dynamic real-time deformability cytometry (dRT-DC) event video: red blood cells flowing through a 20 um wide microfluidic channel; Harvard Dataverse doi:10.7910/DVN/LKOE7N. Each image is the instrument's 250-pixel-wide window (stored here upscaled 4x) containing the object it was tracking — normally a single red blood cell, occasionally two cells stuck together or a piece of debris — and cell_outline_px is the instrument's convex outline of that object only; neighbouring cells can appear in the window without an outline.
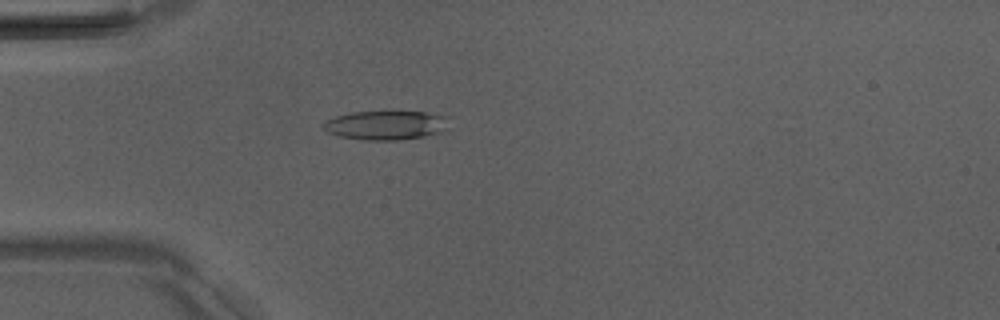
{"species": "Egyptian fruit bat (a non-hibernating species)", "species_latin": "Rousettus aegyptiacus", "temperature_condition": "room temperature", "stored_images_in_passage": 5, "camera_frame_rate_fps": 3000, "um_per_image_px": 0.085, "animal": {"sex": "male"}, "frame": {"image": 1, "passage_image": 5, "time_ms": 4.667, "image_size_px": [1000, 320], "cell_outline_px": [[448, 128], [440, 132], [424, 136], [396, 140], [364, 140], [340, 136], [328, 132], [324, 128], [324, 120], [336, 116], [352, 112], [384, 108], [424, 112], [448, 116]], "centroid_in_image_um": [32.82, 10.58], "position_along_channel_um": 52.2, "area_um2": 22.2}}